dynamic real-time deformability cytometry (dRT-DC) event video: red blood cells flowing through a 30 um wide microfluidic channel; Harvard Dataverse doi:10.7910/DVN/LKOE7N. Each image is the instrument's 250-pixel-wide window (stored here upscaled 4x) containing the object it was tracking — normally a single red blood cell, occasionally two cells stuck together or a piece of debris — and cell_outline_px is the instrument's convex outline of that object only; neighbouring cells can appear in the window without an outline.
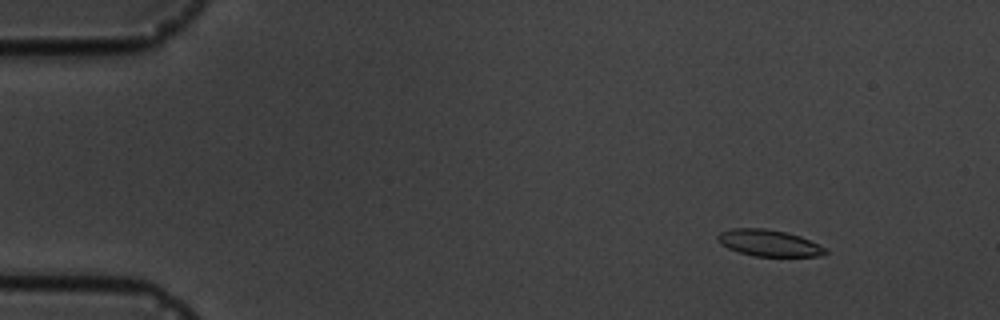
{"species": "common noctule bat (a hibernating species)", "species_latin": "Nyctalus noctula", "temperature_condition": "cold", "stored_images_in_passage": 7, "camera_frame_rate_fps": 3000, "um_per_image_px": 0.085, "animal": {"sex": "male", "body_mass_g": 19.5, "forearm_length_mm": 54.6}, "frame": {"image": 1, "passage_image": 3, "time_ms": 2.0, "image_size_px": [1000, 320], "cell_outline_px": [[828, 252], [824, 256], [752, 256], [728, 248], [720, 244], [716, 240], [716, 236], [720, 232], [732, 228], [764, 228], [784, 232], [800, 236], [828, 248]], "centroid_in_image_um": [65.36, 20.66], "position_along_channel_um": 19.6, "area_um2": 16.76}}
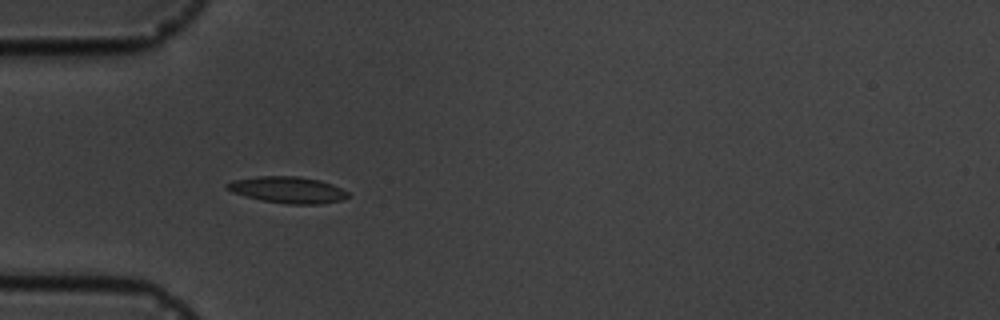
{"frame": {"image": 2, "passage_image": 6, "time_ms": 5.667, "image_size_px": [1000, 320], "cell_outline_px": [[348, 196], [340, 200], [320, 204], [288, 204], [264, 200], [244, 196], [232, 192], [224, 188], [224, 184], [232, 180], [256, 176], [296, 176], [320, 180], [332, 184], [348, 192]], "centroid_in_image_um": [24.39, 16.12], "position_along_channel_um": 60.6, "area_um2": 18.61}}
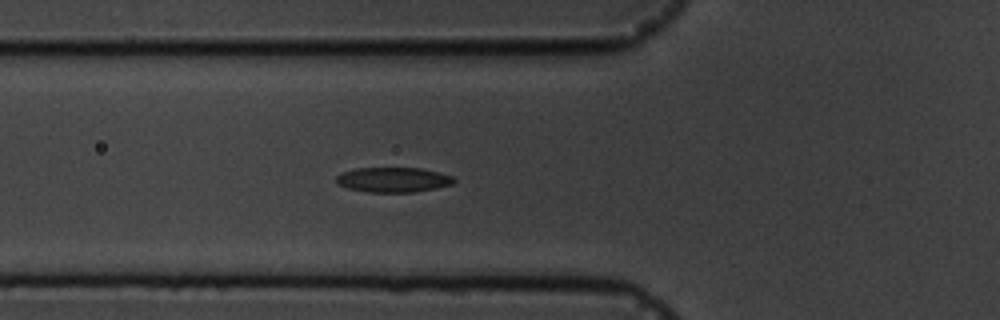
{"frame": {"image": 3, "passage_image": 7, "time_ms": 6.667, "image_size_px": [1000, 320], "cell_outline_px": [[456, 180], [452, 184], [436, 188], [412, 192], [368, 192], [348, 188], [336, 184], [336, 176], [344, 172], [356, 168], [420, 168], [452, 176]], "centroid_in_image_um": [33.4, 15.28], "position_along_channel_um": 92.4, "area_um2": 16.94}}